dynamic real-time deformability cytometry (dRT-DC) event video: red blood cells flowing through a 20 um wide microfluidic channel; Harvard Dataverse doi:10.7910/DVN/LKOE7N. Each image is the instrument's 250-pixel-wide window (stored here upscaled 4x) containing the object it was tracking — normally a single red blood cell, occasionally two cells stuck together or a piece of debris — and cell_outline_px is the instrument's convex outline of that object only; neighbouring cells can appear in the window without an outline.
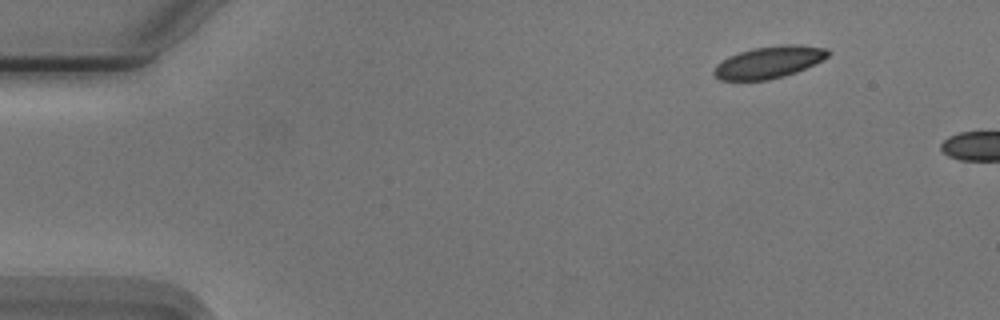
{"species": "Egyptian fruit bat (a non-hibernating species)", "species_latin": "Rousettus aegyptiacus", "temperature_condition": "cold", "stored_images_in_passage": 8, "camera_frame_rate_fps": 3000, "um_per_image_px": 0.085, "animal": {"sex": "male"}, "frame": {"image": 1, "passage_image": 1, "time_ms": 0.0, "image_size_px": [1000, 320], "cell_outline_px": [[832, 52], [828, 56], [796, 72], [784, 76], [768, 80], [720, 80], [712, 72], [716, 64], [728, 56], [740, 52], [756, 48], [784, 44], [800, 44], [828, 48]], "centroid_in_image_um": [65.36, 5.28], "position_along_channel_um": 19.6, "area_um2": 21.15}}